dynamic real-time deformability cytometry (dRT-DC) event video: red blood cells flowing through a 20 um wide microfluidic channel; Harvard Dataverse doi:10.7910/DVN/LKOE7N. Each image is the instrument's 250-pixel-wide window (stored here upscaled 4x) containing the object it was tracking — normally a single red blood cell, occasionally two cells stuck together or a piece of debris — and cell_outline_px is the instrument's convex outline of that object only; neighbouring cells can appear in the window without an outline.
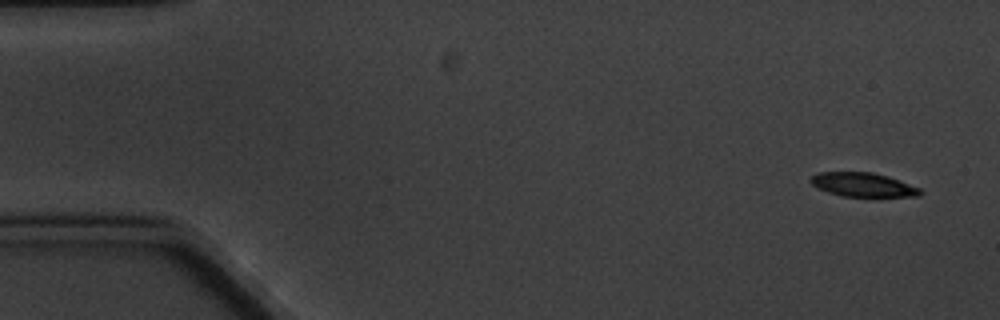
{"species": "common noctule bat (a hibernating species)", "species_latin": "Nyctalus noctula", "temperature_condition": "cold", "stored_images_in_passage": 4, "camera_frame_rate_fps": 3000, "um_per_image_px": 0.085, "animal": {"sex": "male", "body_mass_g": 20.1, "forearm_length_mm": 53.5}, "frame": {"image": 1, "passage_image": 1, "time_ms": 0.0, "image_size_px": [1000, 320], "cell_outline_px": [[924, 192], [920, 196], [840, 196], [816, 188], [808, 180], [816, 172], [872, 172], [888, 176], [900, 180], [920, 188]], "centroid_in_image_um": [73.34, 15.69], "position_along_channel_um": 11.7, "area_um2": 15.43}}